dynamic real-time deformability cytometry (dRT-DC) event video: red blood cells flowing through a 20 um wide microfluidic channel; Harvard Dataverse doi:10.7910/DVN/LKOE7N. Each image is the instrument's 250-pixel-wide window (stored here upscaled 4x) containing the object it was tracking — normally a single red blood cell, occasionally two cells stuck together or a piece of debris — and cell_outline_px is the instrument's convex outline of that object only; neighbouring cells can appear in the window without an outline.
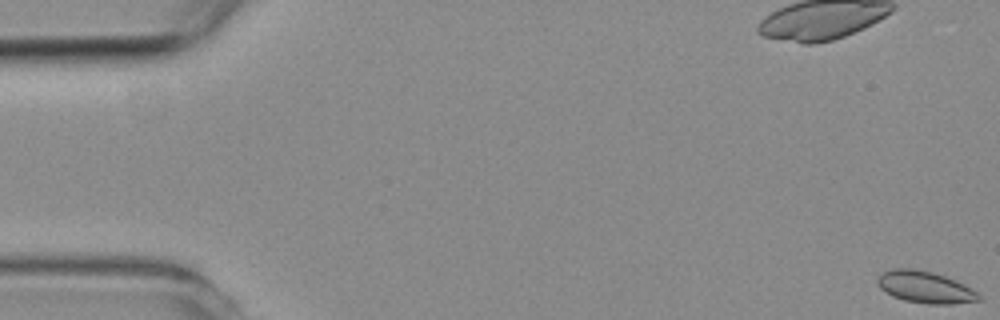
{"species": "common noctule bat (a hibernating species)", "species_latin": "Nyctalus noctula", "temperature_condition": "room temperature", "stored_images_in_passage": 4, "camera_frame_rate_fps": 3000, "um_per_image_px": 0.085, "animal": {"sex": "female", "body_mass_g": 19.3, "forearm_length_mm": 54.1}, "frame": {"image": 1, "passage_image": 1, "time_ms": 0.0, "image_size_px": [1000, 320], "cell_outline_px": [[980, 300], [952, 304], [928, 304], [904, 300], [892, 296], [880, 288], [876, 284], [876, 280], [880, 272], [892, 268], [912, 268], [932, 272], [956, 280], [972, 288], [980, 296]], "centroid_in_image_um": [78.59, 24.4], "position_along_channel_um": 6.4, "area_um2": 18.9}}
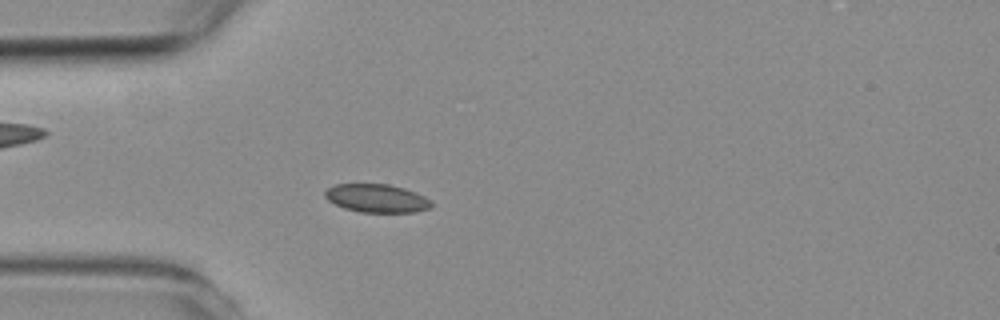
{"frame": {"image": 2, "passage_image": 4, "time_ms": 5.0, "image_size_px": [1000, 320], "cell_outline_px": [[432, 208], [416, 212], [360, 212], [344, 208], [328, 200], [324, 196], [324, 192], [328, 188], [336, 184], [388, 184], [404, 188], [416, 192], [432, 200]], "centroid_in_image_um": [32.05, 16.85], "position_along_channel_um": 52.9, "area_um2": 17.63}}